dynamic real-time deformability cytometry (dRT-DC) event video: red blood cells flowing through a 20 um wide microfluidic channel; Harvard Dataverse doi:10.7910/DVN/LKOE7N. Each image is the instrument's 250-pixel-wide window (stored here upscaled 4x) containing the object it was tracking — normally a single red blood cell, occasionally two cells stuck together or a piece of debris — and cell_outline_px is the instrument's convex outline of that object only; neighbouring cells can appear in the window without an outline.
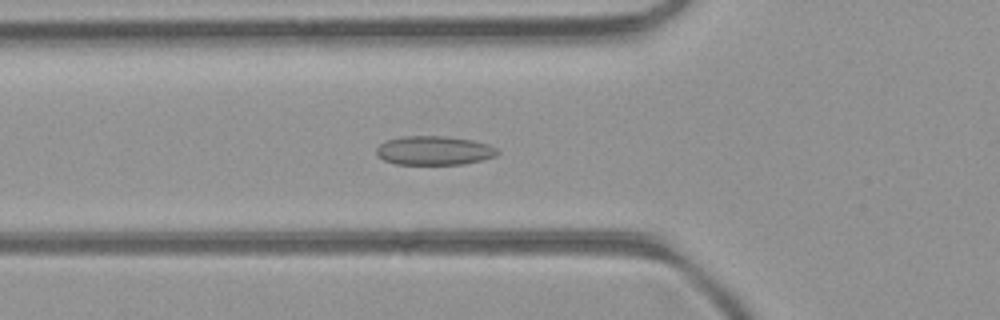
{"species": "common noctule bat (a hibernating species)", "species_latin": "Nyctalus noctula", "temperature_condition": "room temperature", "stored_images_in_passage": 41, "camera_frame_rate_fps": 3000, "um_per_image_px": 0.085, "animal": {"sex": "female", "body_mass_g": 21.9}, "frame": {"image": 1, "passage_image": 9, "time_ms": 2.667, "image_size_px": [1000, 320], "cell_outline_px": [[500, 152], [496, 156], [464, 164], [396, 164], [384, 160], [376, 156], [376, 148], [380, 144], [388, 140], [400, 136], [444, 136], [472, 140], [488, 144], [496, 148]], "centroid_in_image_um": [36.88, 12.79], "position_along_channel_um": 88.9, "area_um2": 20.46}}
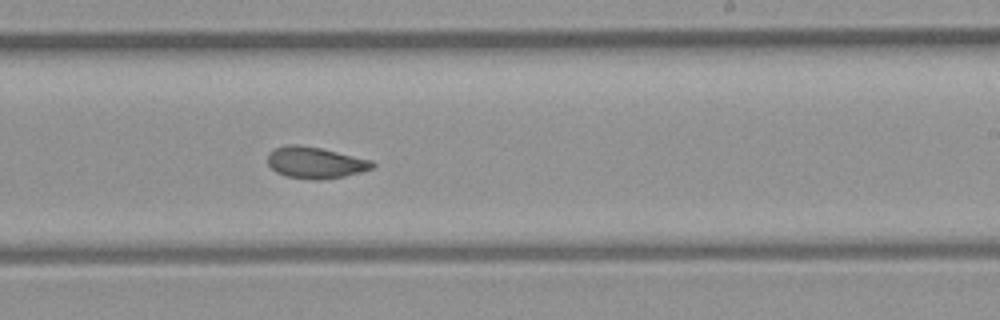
{"frame": {"image": 2, "passage_image": 21, "time_ms": 6.667, "image_size_px": [1000, 320], "cell_outline_px": [[376, 164], [372, 168], [360, 172], [344, 176], [320, 180], [312, 180], [284, 176], [276, 172], [268, 164], [268, 152], [276, 148], [288, 144], [300, 144], [320, 148], [372, 160]], "centroid_in_image_um": [26.78, 13.82], "position_along_channel_um": 262.2, "area_um2": 19.25}}
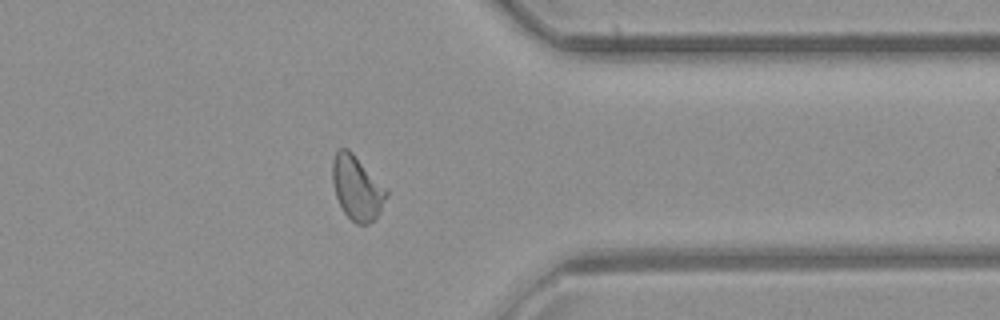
{"frame": {"image": 3, "passage_image": 30, "time_ms": 9.667, "image_size_px": [1000, 320], "cell_outline_px": [[388, 196], [380, 212], [368, 224], [356, 224], [344, 212], [336, 196], [332, 180], [332, 160], [336, 152], [340, 148], [348, 148], [388, 188]], "centroid_in_image_um": [30.36, 15.95], "position_along_channel_um": 381.0, "area_um2": 20.29}, "authors_computed_cell_mechanics": {"area_um2": 19.652, "velocity_mm_per_s": 4.3233, "shape_relaxation_time_tau1_ms": null, "shape_relaxation_time_tau2_ms": 1.3373, "deformation_change_tau1": null, "deformation_change_tau2": 0.0696}}